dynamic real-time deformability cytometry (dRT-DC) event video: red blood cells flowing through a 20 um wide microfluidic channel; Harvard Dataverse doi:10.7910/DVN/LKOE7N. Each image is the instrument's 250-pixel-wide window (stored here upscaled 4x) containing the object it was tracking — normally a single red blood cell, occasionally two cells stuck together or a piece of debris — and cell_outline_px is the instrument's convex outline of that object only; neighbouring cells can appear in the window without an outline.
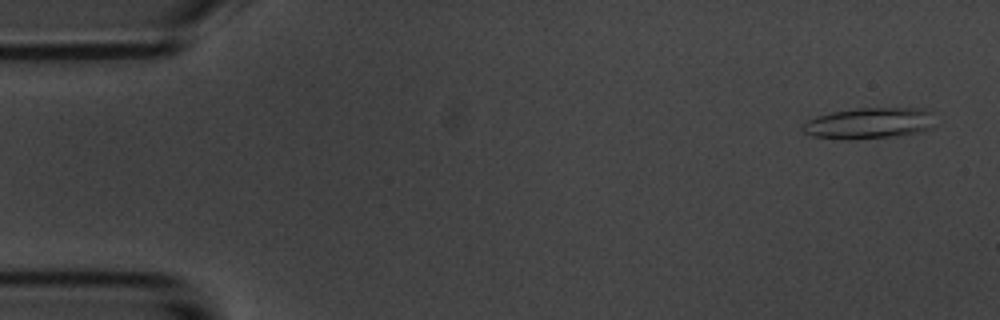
{"species": "common noctule bat (a hibernating species)", "species_latin": "Nyctalus noctula", "temperature_condition": "room temperature", "stored_images_in_passage": 5, "camera_frame_rate_fps": 3000, "um_per_image_px": 0.085, "animal": {"sex": "male", "body_mass_g": 20.1, "forearm_length_mm": 53.5}, "frame": {"image": 1, "passage_image": 1, "time_ms": 0.0, "image_size_px": [1000, 320], "cell_outline_px": [[928, 128], [916, 132], [896, 136], [852, 140], [840, 140], [812, 136], [804, 132], [800, 128], [808, 120], [816, 116], [832, 112], [856, 108], [924, 108], [928, 112]], "centroid_in_image_um": [73.71, 10.49], "position_along_channel_um": 11.3, "area_um2": 23.58}}
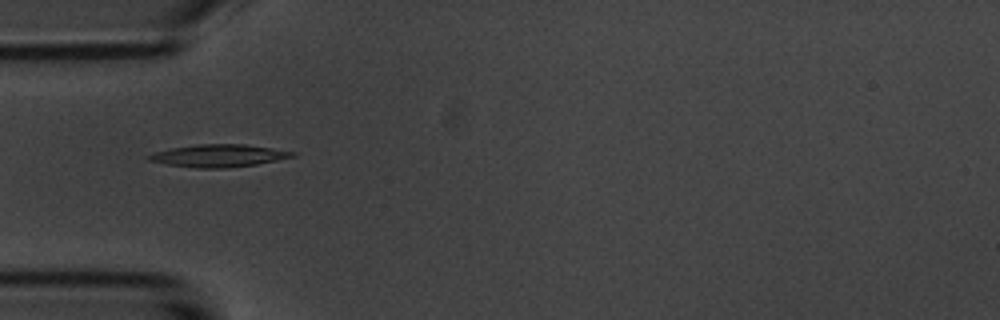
{"frame": {"image": 2, "passage_image": 5, "time_ms": 4.667, "image_size_px": [1000, 320], "cell_outline_px": [[296, 156], [256, 164], [228, 168], [196, 168], [164, 164], [148, 160], [144, 156], [156, 152], [172, 148], [196, 144], [244, 144], [272, 148], [296, 152]], "centroid_in_image_um": [18.56, 13.23], "position_along_channel_um": 66.4, "area_um2": 18.84}}